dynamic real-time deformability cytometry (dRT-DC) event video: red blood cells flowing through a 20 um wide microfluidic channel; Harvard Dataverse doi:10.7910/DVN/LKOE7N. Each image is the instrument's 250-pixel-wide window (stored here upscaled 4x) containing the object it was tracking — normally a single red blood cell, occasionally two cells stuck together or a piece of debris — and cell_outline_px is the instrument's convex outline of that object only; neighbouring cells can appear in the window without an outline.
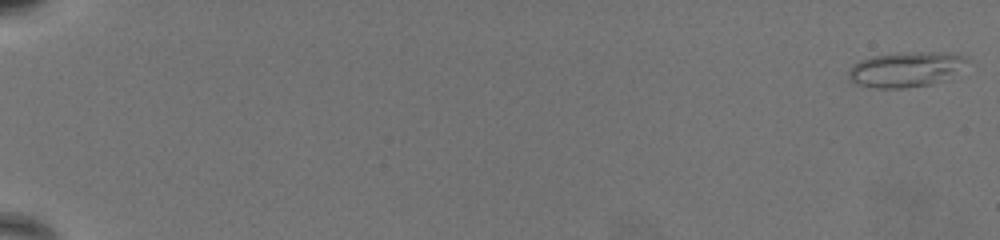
{"species": "common noctule bat (a hibernating species)", "species_latin": "Nyctalus noctula", "temperature_condition": "warm", "stored_images_in_passage": 68, "camera_frame_rate_fps": 3000, "um_per_image_px": 0.085, "animal": {"sex": "female", "body_mass_g": 19.5, "forearm_length_mm": 54.1}, "frame": {"image": 1, "passage_image": 1, "time_ms": 0.0, "image_size_px": [1000, 240], "cell_outline_px": [[968, 60], [928, 84], [904, 88], [876, 88], [856, 84], [848, 76], [848, 72], [852, 64], [860, 60], [872, 56], [912, 52], [948, 52], [968, 56]], "centroid_in_image_um": [76.83, 5.87], "position_along_channel_um": 8.2, "area_um2": 23.06}}
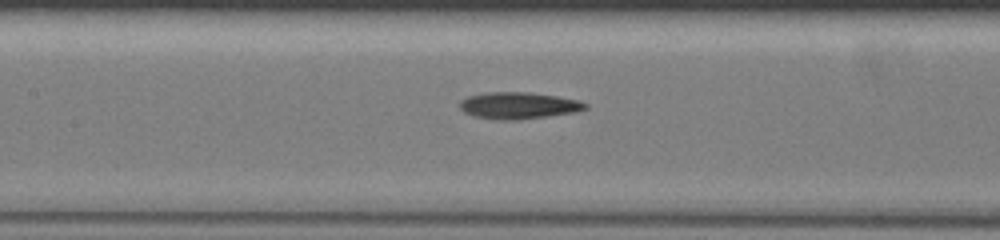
{"frame": {"image": 2, "passage_image": 36, "time_ms": 11.667, "image_size_px": [1000, 240], "cell_outline_px": [[588, 108], [576, 112], [520, 120], [496, 120], [472, 116], [464, 112], [460, 108], [460, 100], [468, 96], [484, 92], [528, 92], [556, 96], [580, 100], [588, 104]], "centroid_in_image_um": [44.07, 8.97], "position_along_channel_um": 163.3, "area_um2": 19.83}}
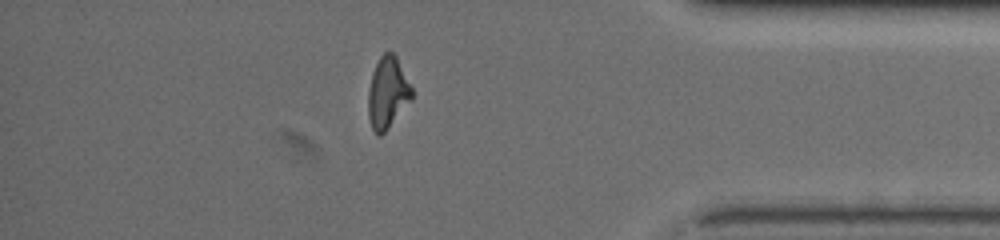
{"frame": {"image": 3, "passage_image": 60, "time_ms": 19.667, "image_size_px": [1000, 240], "cell_outline_px": [[412, 100], [384, 132], [380, 136], [376, 136], [372, 128], [368, 116], [368, 92], [372, 72], [380, 56], [384, 52], [392, 52], [396, 56], [412, 88]], "centroid_in_image_um": [32.93, 7.89], "position_along_channel_um": 402.3, "area_um2": 18.09}, "authors_computed_cell_mechanics": {"area_um2": 19.2763, "velocity_mm_per_s": 3.2689, "shape_relaxation_time_tau1_ms": 9.8712, "shape_relaxation_time_tau2_ms": 4.4117, "deformation_change_tau1": 0.2711, "deformation_change_tau2": 0.1402}}